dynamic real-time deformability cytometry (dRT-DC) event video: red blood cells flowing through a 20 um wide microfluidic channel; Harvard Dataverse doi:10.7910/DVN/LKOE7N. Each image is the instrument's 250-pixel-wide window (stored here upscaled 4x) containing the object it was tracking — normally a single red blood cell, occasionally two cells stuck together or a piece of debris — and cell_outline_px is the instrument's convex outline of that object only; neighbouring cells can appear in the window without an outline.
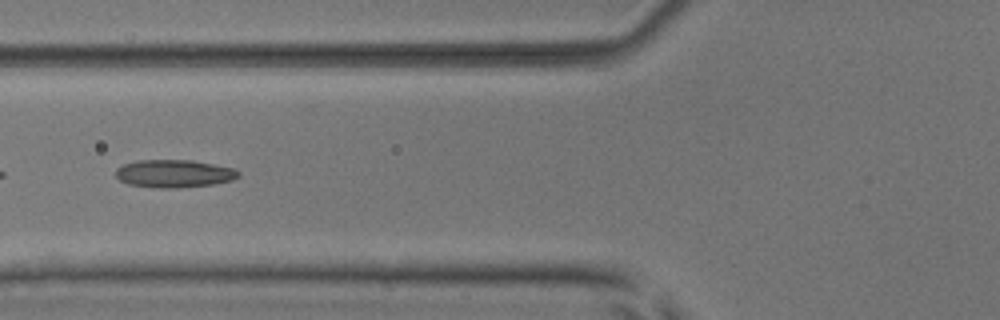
{"species": "common noctule bat (a hibernating species)", "species_latin": "Nyctalus noctula", "temperature_condition": "room temperature", "stored_images_in_passage": 6, "camera_frame_rate_fps": 3000, "um_per_image_px": 0.085, "animal": {"sex": "male", "body_mass_g": 17.9, "forearm_length_mm": 54.2}, "frame": {"image": 1, "passage_image": 6, "time_ms": 6.667, "image_size_px": [1000, 320], "cell_outline_px": [[240, 176], [232, 180], [212, 184], [176, 188], [152, 188], [128, 184], [120, 180], [116, 176], [116, 168], [124, 164], [136, 160], [192, 160], [232, 168], [240, 172]], "centroid_in_image_um": [14.77, 14.76], "position_along_channel_um": 111.0, "area_um2": 19.88}}